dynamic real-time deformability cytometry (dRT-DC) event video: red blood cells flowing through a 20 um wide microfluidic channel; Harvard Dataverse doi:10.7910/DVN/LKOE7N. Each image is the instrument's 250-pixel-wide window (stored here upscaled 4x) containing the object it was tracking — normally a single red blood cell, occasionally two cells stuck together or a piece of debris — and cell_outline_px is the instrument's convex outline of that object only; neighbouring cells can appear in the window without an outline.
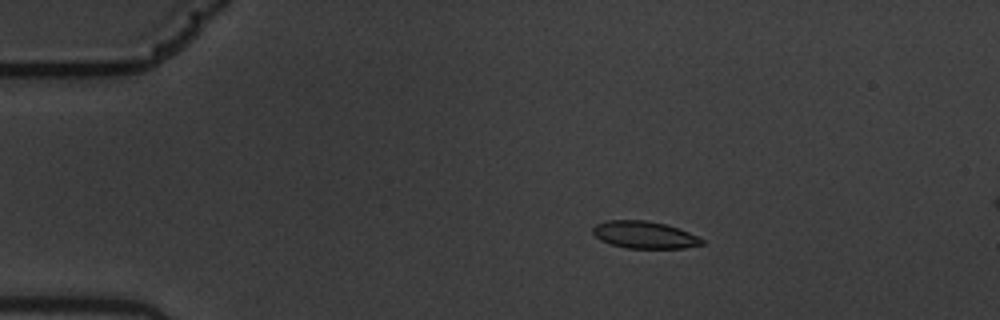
{"species": "common noctule bat (a hibernating species)", "species_latin": "Nyctalus noctula", "temperature_condition": "warm", "stored_images_in_passage": 20, "camera_frame_rate_fps": 3000, "um_per_image_px": 0.085, "animal": {"sex": "male", "body_mass_g": 19.5, "forearm_length_mm": 54.6}, "frame": {"image": 1, "passage_image": 12, "time_ms": 3.667, "image_size_px": [1000, 320], "cell_outline_px": [[704, 244], [684, 248], [628, 248], [612, 244], [600, 240], [592, 232], [592, 228], [596, 224], [608, 220], [644, 220], [668, 224], [688, 232], [704, 240]], "centroid_in_image_um": [54.78, 19.95], "position_along_channel_um": 30.2, "area_um2": 17.22}}